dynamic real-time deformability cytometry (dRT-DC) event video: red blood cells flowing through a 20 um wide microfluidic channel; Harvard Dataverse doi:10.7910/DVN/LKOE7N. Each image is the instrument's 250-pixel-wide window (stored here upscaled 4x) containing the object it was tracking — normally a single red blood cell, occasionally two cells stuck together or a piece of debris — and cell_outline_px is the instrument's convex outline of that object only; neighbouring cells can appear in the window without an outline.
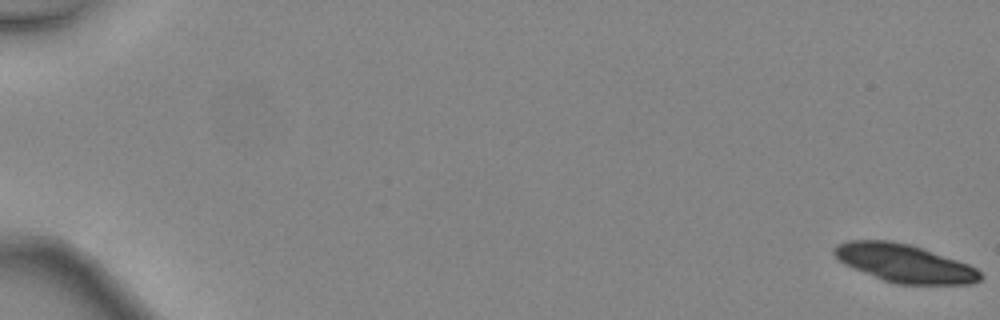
{"species": "common noctule bat (a hibernating species)", "species_latin": "Nyctalus noctula", "temperature_condition": "warm", "stored_images_in_passage": 9, "camera_frame_rate_fps": 3000, "um_per_image_px": 0.085, "animal": {"sex": "female", "body_mass_g": 24.6, "forearm_length_mm": 56.2}, "frame": {"image": 1, "passage_image": 1, "time_ms": 0.0, "image_size_px": [1000, 320], "cell_outline_px": [[984, 276], [980, 280], [972, 284], [896, 284], [884, 280], [852, 268], [844, 264], [832, 252], [832, 248], [836, 244], [848, 240], [888, 240], [908, 244], [924, 248], [968, 264], [976, 268]], "centroid_in_image_um": [76.87, 22.37], "position_along_channel_um": 8.1, "area_um2": 32.48}}